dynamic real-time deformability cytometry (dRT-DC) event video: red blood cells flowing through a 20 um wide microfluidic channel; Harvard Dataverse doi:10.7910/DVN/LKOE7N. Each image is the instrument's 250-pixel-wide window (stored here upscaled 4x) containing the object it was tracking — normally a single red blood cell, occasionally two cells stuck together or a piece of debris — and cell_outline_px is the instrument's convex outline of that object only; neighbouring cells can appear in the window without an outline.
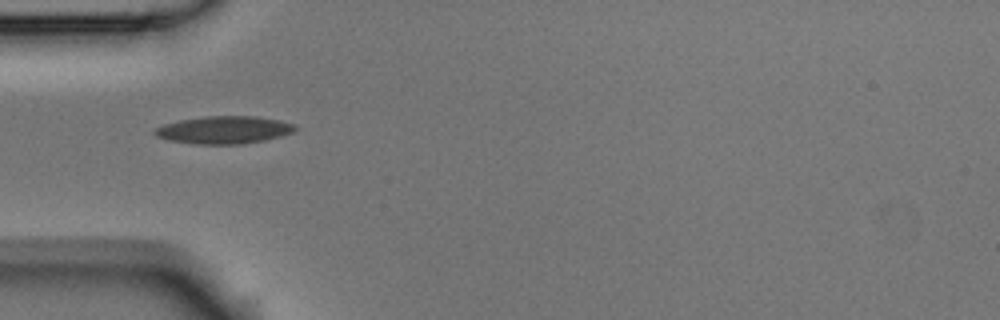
{"species": "Egyptian fruit bat (a non-hibernating species)", "species_latin": "Rousettus aegyptiacus", "temperature_condition": "room temperature", "stored_images_in_passage": 1, "camera_frame_rate_fps": 3000, "um_per_image_px": 0.085, "animal": {"sex": "male"}, "frame": {"image": 1, "passage_image": 1, "time_ms": 0.0, "image_size_px": [1000, 320], "cell_outline_px": [[296, 128], [292, 132], [280, 136], [264, 140], [240, 144], [196, 144], [172, 140], [156, 136], [152, 132], [156, 128], [164, 124], [180, 120], [204, 116], [256, 116], [280, 120], [296, 124]], "centroid_in_image_um": [19.05, 11.03], "position_along_channel_um": 65.9, "area_um2": 22.43}}